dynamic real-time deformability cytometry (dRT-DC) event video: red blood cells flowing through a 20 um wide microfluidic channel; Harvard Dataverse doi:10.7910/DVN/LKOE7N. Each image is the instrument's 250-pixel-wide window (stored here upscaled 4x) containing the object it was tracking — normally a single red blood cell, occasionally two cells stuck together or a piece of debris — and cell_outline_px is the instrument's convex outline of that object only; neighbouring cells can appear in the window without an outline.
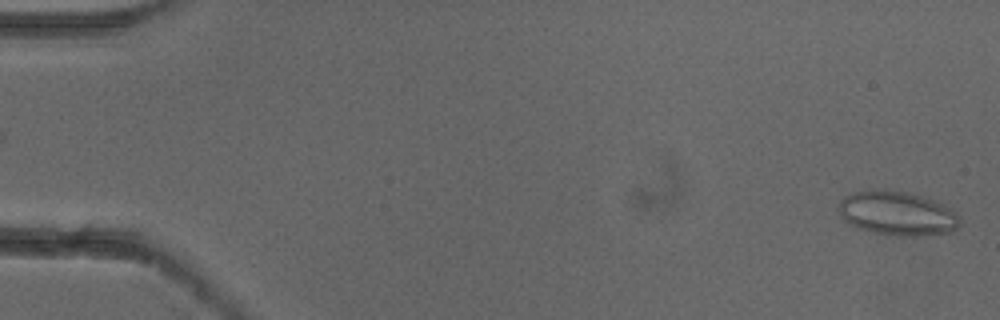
{"species": "common noctule bat (a hibernating species)", "species_latin": "Nyctalus noctula", "temperature_condition": "cold", "stored_images_in_passage": 5, "camera_frame_rate_fps": 3000, "um_per_image_px": 0.085, "animal": {"sex": "female"}, "frame": {"image": 1, "passage_image": 5, "time_ms": 1.333, "image_size_px": [1000, 320], "cell_outline_px": [[960, 224], [952, 232], [924, 236], [896, 236], [872, 232], [856, 228], [844, 220], [840, 216], [836, 208], [840, 200], [844, 196], [856, 192], [904, 192], [920, 196], [932, 200], [956, 212], [960, 216]], "centroid_in_image_um": [76.26, 18.2], "position_along_channel_um": 8.7, "area_um2": 30.75}}